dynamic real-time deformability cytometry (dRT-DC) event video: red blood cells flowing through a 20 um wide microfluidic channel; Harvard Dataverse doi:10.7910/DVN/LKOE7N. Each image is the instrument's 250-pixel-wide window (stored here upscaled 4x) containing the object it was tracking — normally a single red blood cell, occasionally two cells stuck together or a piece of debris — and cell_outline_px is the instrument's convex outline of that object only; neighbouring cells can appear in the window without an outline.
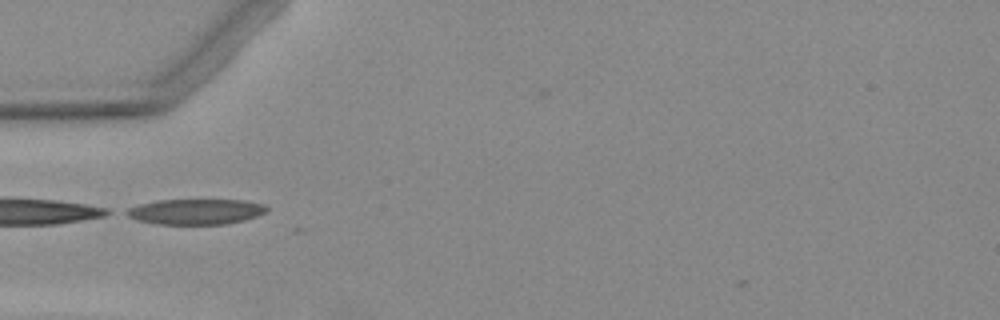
{"species": "Egyptian fruit bat (a non-hibernating species)", "species_latin": "Rousettus aegyptiacus", "temperature_condition": "warm", "stored_images_in_passage": 2, "camera_frame_rate_fps": 3000, "um_per_image_px": 0.085, "animal": {"sex": "female"}, "frame": {"image": 1, "passage_image": 2, "time_ms": 1.333, "image_size_px": [1000, 320], "cell_outline_px": [[268, 212], [244, 220], [224, 224], [160, 224], [136, 220], [120, 212], [128, 208], [140, 204], [156, 200], [244, 200], [268, 204]], "centroid_in_image_um": [16.65, 17.98], "position_along_channel_um": 68.4, "area_um2": 21.04}}